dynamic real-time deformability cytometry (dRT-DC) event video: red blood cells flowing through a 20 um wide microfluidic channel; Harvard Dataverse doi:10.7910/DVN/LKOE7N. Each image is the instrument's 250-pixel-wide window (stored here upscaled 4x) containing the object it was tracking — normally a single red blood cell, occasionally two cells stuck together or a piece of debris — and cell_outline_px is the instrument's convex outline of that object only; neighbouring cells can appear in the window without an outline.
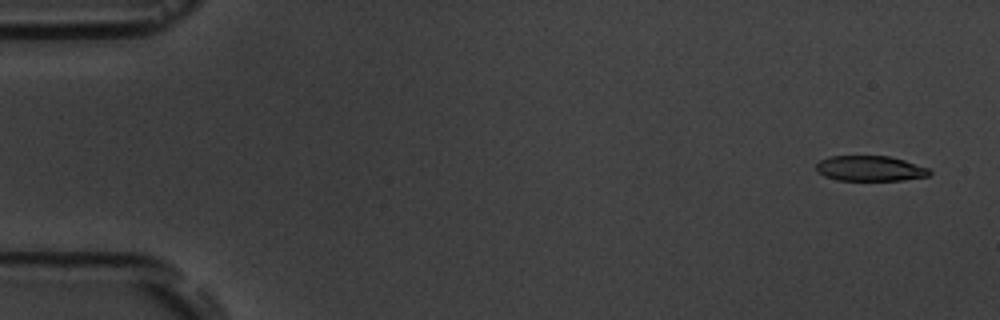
{"species": "common noctule bat (a hibernating species)", "species_latin": "Nyctalus noctula", "temperature_condition": "room temperature", "stored_images_in_passage": 4, "camera_frame_rate_fps": 3000, "um_per_image_px": 0.085, "animal": {"sex": "male", "body_mass_g": 19.5, "forearm_length_mm": 54.6}, "frame": {"image": 1, "passage_image": 1, "time_ms": 0.0, "image_size_px": [1000, 320], "cell_outline_px": [[932, 172], [928, 176], [900, 180], [836, 180], [824, 176], [816, 172], [816, 164], [820, 160], [828, 156], [888, 156], [904, 160], [928, 168]], "centroid_in_image_um": [73.91, 14.32], "position_along_channel_um": 11.1, "area_um2": 16.7}}